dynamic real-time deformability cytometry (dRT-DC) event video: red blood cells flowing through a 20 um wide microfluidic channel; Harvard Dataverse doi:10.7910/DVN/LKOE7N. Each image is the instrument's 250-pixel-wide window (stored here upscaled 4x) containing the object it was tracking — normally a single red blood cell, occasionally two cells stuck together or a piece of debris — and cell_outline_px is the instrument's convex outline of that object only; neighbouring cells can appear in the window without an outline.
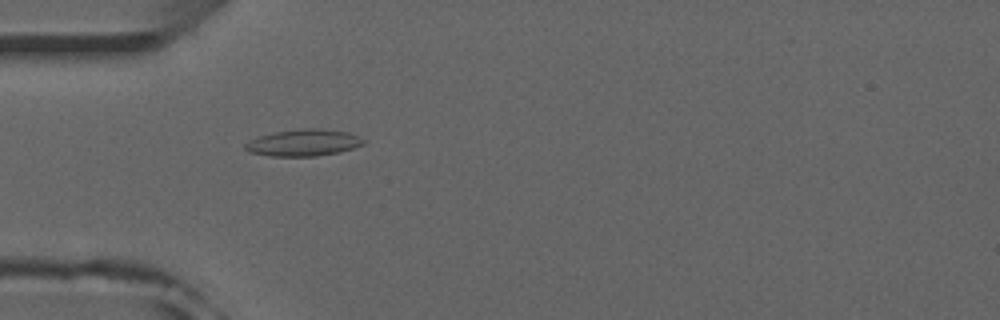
{"species": "common noctule bat (a hibernating species)", "species_latin": "Nyctalus noctula", "temperature_condition": "room temperature", "stored_images_in_passage": 52, "camera_frame_rate_fps": 3000, "um_per_image_px": 0.085, "animal": {"sex": "male", "forearm_length_mm": 52.5}, "frame": {"image": 1, "passage_image": 16, "time_ms": 5.0, "image_size_px": [1000, 320], "cell_outline_px": [[368, 140], [364, 144], [340, 152], [316, 156], [272, 156], [248, 152], [244, 148], [244, 144], [260, 136], [276, 132], [296, 128], [320, 128], [348, 132], [360, 136]], "centroid_in_image_um": [25.85, 12.12], "position_along_channel_um": 59.1, "area_um2": 18.55}}
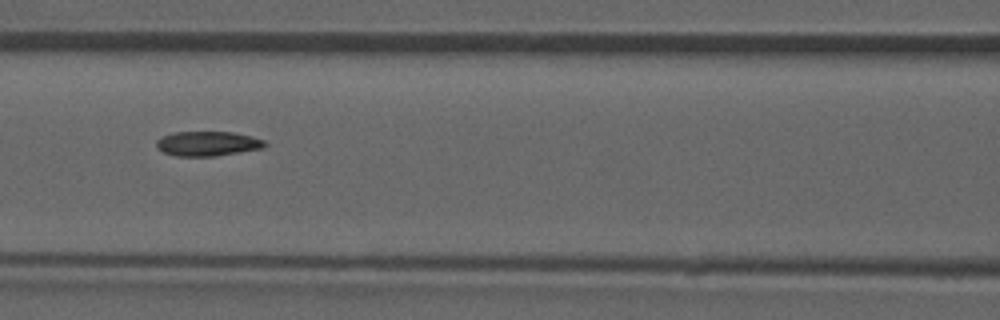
{"frame": {"image": 2, "passage_image": 23, "time_ms": 7.333, "image_size_px": [1000, 320], "cell_outline_px": [[268, 144], [264, 148], [216, 156], [176, 156], [164, 152], [156, 148], [156, 140], [160, 136], [176, 132], [232, 132], [252, 136], [264, 140]], "centroid_in_image_um": [17.65, 12.21], "position_along_channel_um": 149.0, "area_um2": 15.72}}
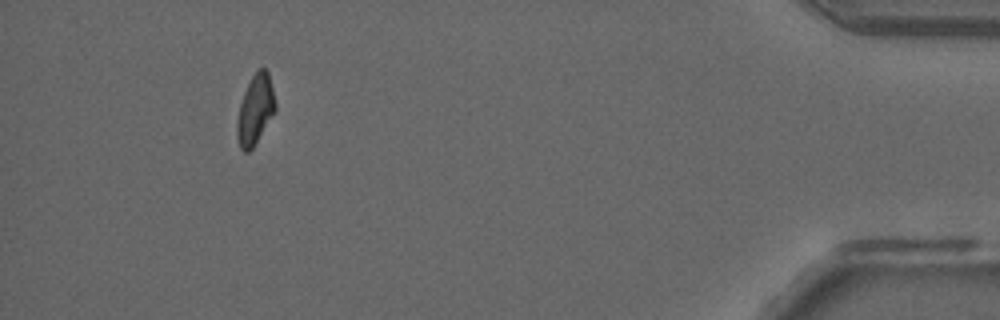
{"frame": {"image": 3, "passage_image": 48, "time_ms": 15.667, "image_size_px": [1000, 320], "cell_outline_px": [[276, 108], [252, 148], [248, 152], [244, 152], [240, 148], [236, 136], [236, 120], [240, 104], [244, 92], [252, 76], [260, 68], [264, 68], [268, 72], [276, 104]], "centroid_in_image_um": [21.66, 9.33], "position_along_channel_um": 413.5, "area_um2": 15.2}, "authors_computed_cell_mechanics": {"area_um2": 16.0684, "velocity_mm_per_s": 3.9799, "shape_relaxation_time_tau1_ms": null, "shape_relaxation_time_tau2_ms": 3.9892, "deformation_change_tau1": null, "deformation_change_tau2": 0.0905}}